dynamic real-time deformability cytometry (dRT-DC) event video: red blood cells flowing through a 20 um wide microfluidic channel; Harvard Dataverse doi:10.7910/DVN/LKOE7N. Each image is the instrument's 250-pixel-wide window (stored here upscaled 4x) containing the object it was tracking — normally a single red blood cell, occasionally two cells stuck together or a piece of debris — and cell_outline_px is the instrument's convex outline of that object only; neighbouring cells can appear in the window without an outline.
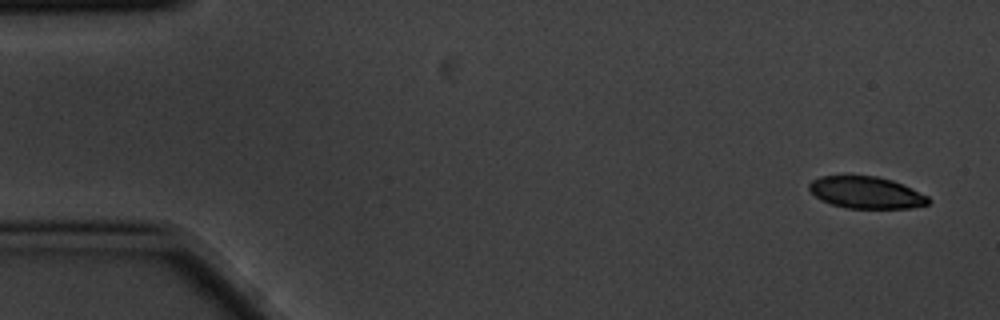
{"species": "common noctule bat (a hibernating species)", "species_latin": "Nyctalus noctula", "temperature_condition": "cold", "stored_images_in_passage": 5, "camera_frame_rate_fps": 3000, "um_per_image_px": 0.085, "animal": {"sex": "male", "body_mass_g": 20.1, "forearm_length_mm": 53.5}, "frame": {"image": 1, "passage_image": 1, "time_ms": 0.0, "image_size_px": [1000, 320], "cell_outline_px": [[932, 200], [928, 204], [912, 208], [848, 208], [832, 204], [820, 200], [808, 188], [808, 184], [812, 180], [820, 176], [876, 176], [892, 180], [912, 188], [928, 196]], "centroid_in_image_um": [73.64, 16.37], "position_along_channel_um": 11.4, "area_um2": 22.14}}
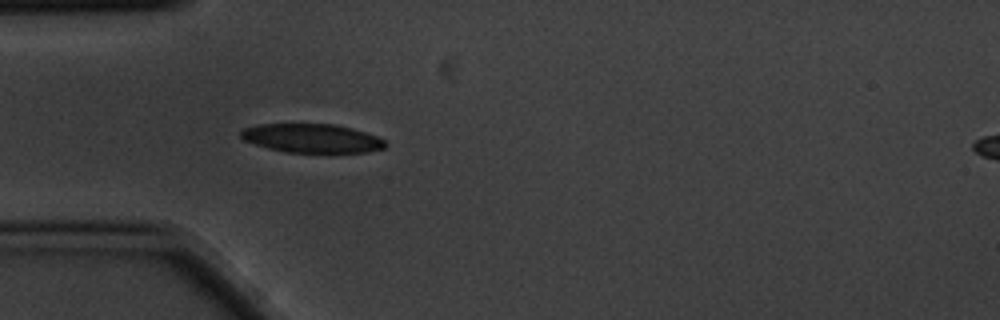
{"frame": {"image": 2, "passage_image": 5, "time_ms": 1.333, "image_size_px": [1000, 320], "cell_outline_px": [[388, 144], [384, 148], [368, 152], [328, 156], [288, 152], [268, 148], [244, 140], [240, 136], [240, 132], [244, 128], [256, 124], [336, 124], [352, 128], [376, 136], [384, 140]], "centroid_in_image_um": [26.57, 11.8], "position_along_channel_um": 58.4, "area_um2": 25.32}}